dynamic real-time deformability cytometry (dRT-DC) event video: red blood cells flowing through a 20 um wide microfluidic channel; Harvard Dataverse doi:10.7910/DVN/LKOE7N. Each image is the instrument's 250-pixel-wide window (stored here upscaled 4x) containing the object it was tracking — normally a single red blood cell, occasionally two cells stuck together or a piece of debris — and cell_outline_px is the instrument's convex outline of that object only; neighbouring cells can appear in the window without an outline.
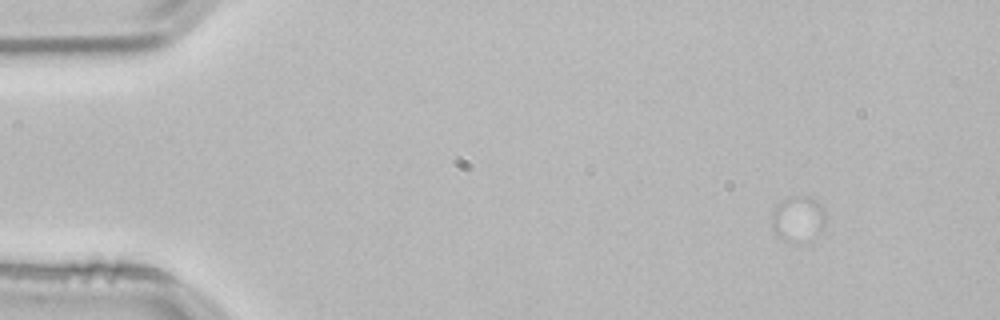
{"species": "common noctule bat (a hibernating species)", "species_latin": "Nyctalus noctula", "temperature_condition": "room temperature", "stored_images_in_passage": 1, "camera_frame_rate_fps": 3000, "um_per_image_px": 0.085, "animal": {"sex": "male", "body_mass_g": 21.5, "forearm_length_mm": 52.0}, "frame": {"image": 1, "passage_image": 1, "time_ms": 0.0, "image_size_px": [1000, 320], "cell_outline_px": [[824, 224], [820, 232], [788, 240], [784, 240], [772, 228], [772, 212], [776, 204], [792, 196], [808, 196], [816, 200], [820, 204], [824, 212]], "centroid_in_image_um": [67.8, 18.48], "position_along_channel_um": 17.2, "area_um2": 13.29}}